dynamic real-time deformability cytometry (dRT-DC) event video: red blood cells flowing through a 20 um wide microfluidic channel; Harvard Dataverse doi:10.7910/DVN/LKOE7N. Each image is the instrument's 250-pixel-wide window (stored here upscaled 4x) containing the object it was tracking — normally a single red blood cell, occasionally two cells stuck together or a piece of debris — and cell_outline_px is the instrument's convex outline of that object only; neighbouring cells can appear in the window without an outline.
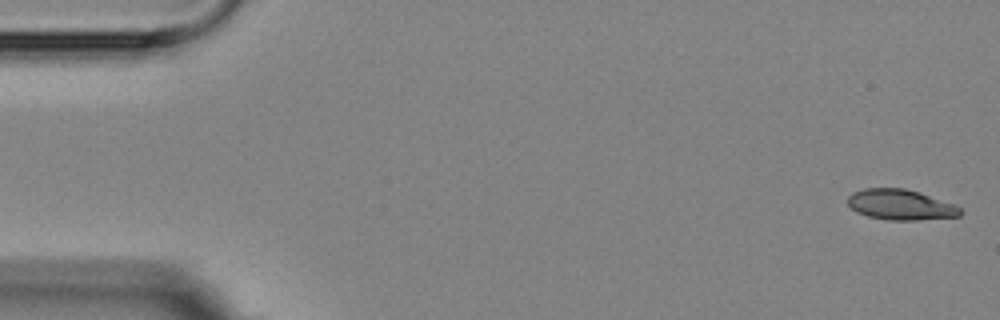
{"species": "Egyptian fruit bat (a non-hibernating species)", "species_latin": "Rousettus aegyptiacus", "temperature_condition": "room temperature", "stored_images_in_passage": 5, "camera_frame_rate_fps": 3000, "um_per_image_px": 0.085, "animal": {"sex": "female"}, "frame": {"image": 1, "passage_image": 1, "time_ms": 0.0, "image_size_px": [1000, 320], "cell_outline_px": [[964, 212], [960, 216], [916, 220], [888, 220], [868, 216], [856, 212], [848, 204], [848, 196], [852, 192], [864, 188], [904, 188], [920, 192], [956, 204]], "centroid_in_image_um": [76.57, 17.39], "position_along_channel_um": 8.4, "area_um2": 20.17}}